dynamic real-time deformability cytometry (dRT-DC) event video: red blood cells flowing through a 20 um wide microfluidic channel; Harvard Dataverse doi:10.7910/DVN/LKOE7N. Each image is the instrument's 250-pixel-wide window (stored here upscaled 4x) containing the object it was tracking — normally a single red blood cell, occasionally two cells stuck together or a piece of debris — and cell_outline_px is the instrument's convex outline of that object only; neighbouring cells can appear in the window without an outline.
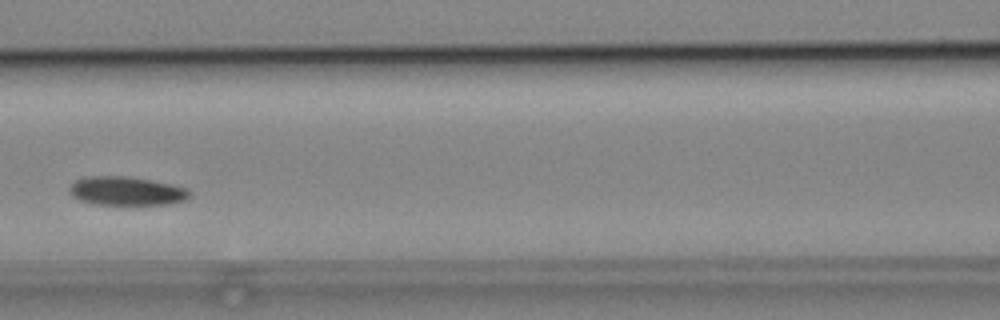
{"species": "common noctule bat (a hibernating species)", "species_latin": "Nyctalus noctula", "temperature_condition": "cold", "stored_images_in_passage": 6, "camera_frame_rate_fps": 3000, "um_per_image_px": 0.085, "animal": {"sex": "male", "body_mass_g": 19.2, "forearm_length_mm": 51.8}, "frame": {"image": 1, "passage_image": 4, "time_ms": 3.667, "image_size_px": [1000, 320], "cell_outline_px": [[188, 196], [184, 200], [168, 204], [96, 204], [80, 200], [72, 196], [68, 188], [76, 180], [88, 176], [128, 176], [172, 184], [188, 188]], "centroid_in_image_um": [10.72, 16.22], "position_along_channel_um": 155.9, "area_um2": 19.88}}
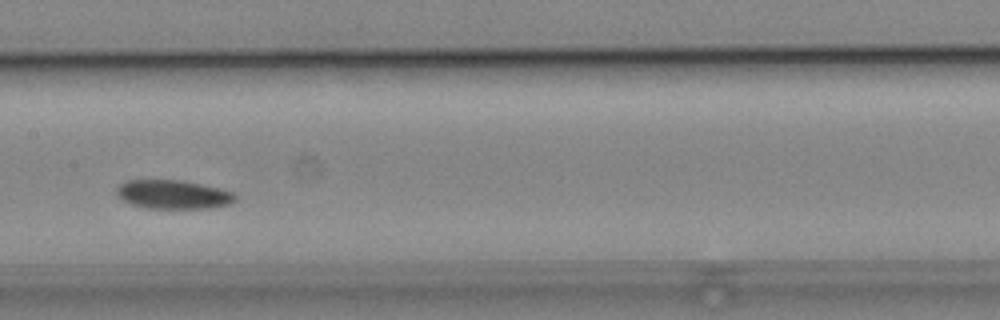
{"frame": {"image": 2, "passage_image": 5, "time_ms": 4.667, "image_size_px": [1000, 320], "cell_outline_px": [[236, 200], [228, 204], [216, 208], [144, 208], [120, 200], [116, 192], [116, 188], [124, 180], [180, 180], [220, 188], [232, 192], [236, 196]], "centroid_in_image_um": [14.69, 16.53], "position_along_channel_um": 192.7, "area_um2": 20.06}}
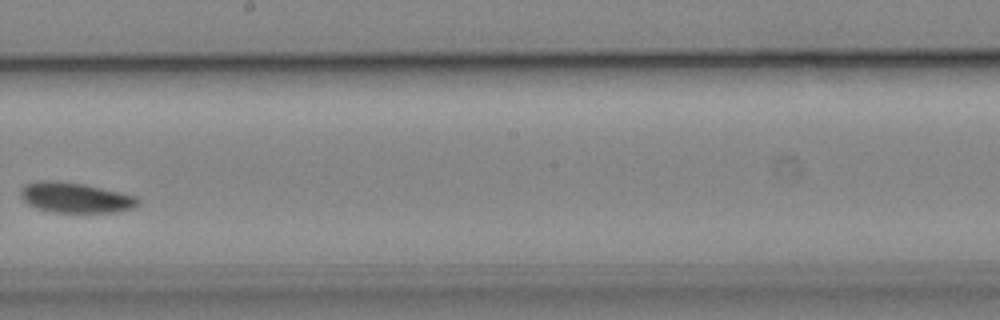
{"frame": {"image": 3, "passage_image": 6, "time_ms": 6.0, "image_size_px": [1000, 320], "cell_outline_px": [[140, 204], [132, 208], [120, 212], [52, 212], [36, 208], [28, 204], [20, 196], [20, 192], [24, 184], [36, 180], [48, 180], [84, 184], [120, 192], [136, 196], [140, 200]], "centroid_in_image_um": [6.4, 16.8], "position_along_channel_um": 241.8, "area_um2": 20.81}}